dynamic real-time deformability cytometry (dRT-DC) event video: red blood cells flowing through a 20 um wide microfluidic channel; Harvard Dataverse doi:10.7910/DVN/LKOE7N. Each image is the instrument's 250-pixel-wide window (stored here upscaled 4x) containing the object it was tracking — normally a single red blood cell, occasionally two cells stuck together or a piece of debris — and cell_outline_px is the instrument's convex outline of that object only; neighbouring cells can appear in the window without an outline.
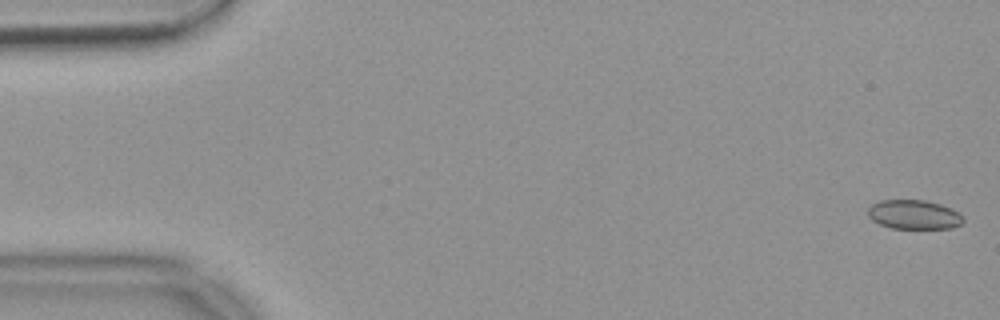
{"species": "common noctule bat (a hibernating species)", "species_latin": "Nyctalus noctula", "temperature_condition": "warm", "stored_images_in_passage": 55, "camera_frame_rate_fps": 3000, "um_per_image_px": 0.085, "animal": {"sex": "female", "body_mass_g": 18.4}, "frame": {"image": 1, "passage_image": 1, "time_ms": 0.0, "image_size_px": [1000, 320], "cell_outline_px": [[964, 220], [960, 224], [952, 228], [892, 228], [880, 224], [872, 220], [868, 216], [868, 208], [872, 204], [880, 200], [924, 200], [940, 204], [952, 208], [960, 212], [964, 216]], "centroid_in_image_um": [77.71, 18.23], "position_along_channel_um": 7.3, "area_um2": 16.3}}
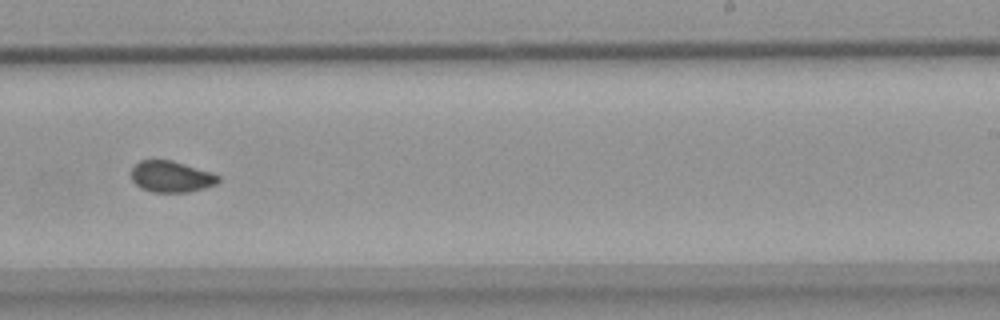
{"frame": {"image": 2, "passage_image": 34, "time_ms": 11.0, "image_size_px": [1000, 320], "cell_outline_px": [[220, 180], [216, 184], [204, 188], [188, 192], [152, 192], [140, 188], [132, 180], [132, 168], [140, 160], [172, 160], [212, 172], [220, 176]], "centroid_in_image_um": [14.57, 15.01], "position_along_channel_um": 274.4, "area_um2": 15.9}}
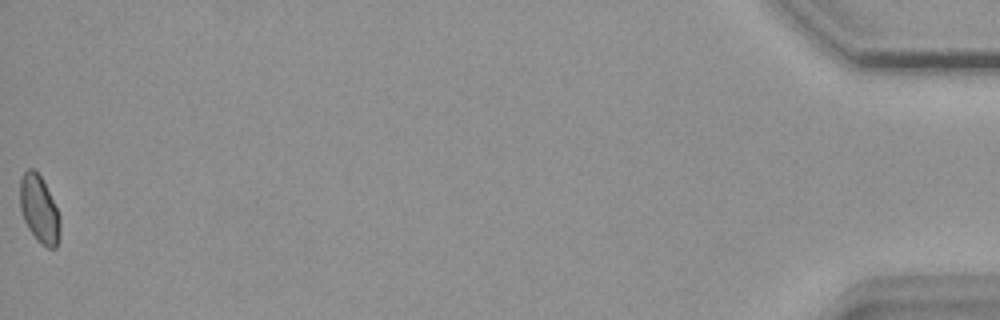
{"frame": {"image": 3, "passage_image": 55, "time_ms": 18.0, "image_size_px": [1000, 320], "cell_outline_px": [[60, 228], [56, 248], [48, 248], [28, 228], [24, 220], [20, 208], [20, 180], [24, 172], [28, 168], [32, 168], [40, 176], [60, 216]], "centroid_in_image_um": [3.32, 17.76], "position_along_channel_um": 431.9, "area_um2": 15.14}, "authors_computed_cell_mechanics": {"area_um2": 16.2418, "velocity_mm_per_s": 3.6834, "shape_relaxation_time_tau1_ms": null, "shape_relaxation_time_tau2_ms": 1.404, "deformation_change_tau1": null, "deformation_change_tau2": 0.0316}}